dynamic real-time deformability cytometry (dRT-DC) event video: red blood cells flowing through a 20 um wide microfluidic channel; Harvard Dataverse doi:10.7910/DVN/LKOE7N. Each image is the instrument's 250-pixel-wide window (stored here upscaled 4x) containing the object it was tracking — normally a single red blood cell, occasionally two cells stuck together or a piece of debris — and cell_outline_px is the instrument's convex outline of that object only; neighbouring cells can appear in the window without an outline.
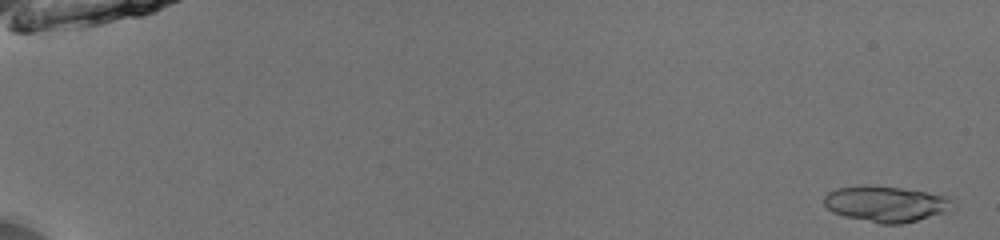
{"species": "common noctule bat (a hibernating species)", "species_latin": "Nyctalus noctula", "temperature_condition": "room temperature", "stored_images_in_passage": 52, "segment_of_instrument_passage": [1, 2], "camera_frame_rate_fps": 3000, "um_per_image_px": 0.085, "animal": {"sex": "male", "body_mass_g": 13.0, "forearm_length_mm": 53.1}, "frame": {"image": 1, "passage_image": 2, "time_ms": 0.333, "image_size_px": [1000, 240], "cell_outline_px": [[956, 204], [944, 212], [916, 220], [900, 224], [880, 224], [844, 216], [832, 212], [824, 204], [824, 196], [828, 192], [836, 188], [864, 184], [876, 184], [924, 192], [944, 196]], "centroid_in_image_um": [75.22, 17.31], "position_along_channel_um": 9.8, "area_um2": 26.82}}
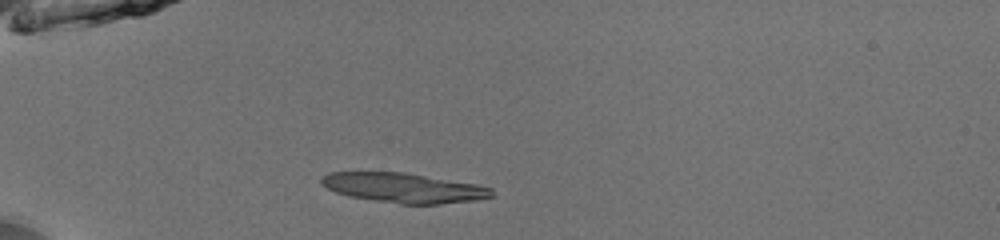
{"frame": {"image": 2, "passage_image": 17, "time_ms": 5.333, "image_size_px": [1000, 240], "cell_outline_px": [[496, 196], [472, 200], [440, 204], [400, 204], [348, 196], [336, 192], [320, 184], [320, 176], [328, 172], [404, 172], [476, 184], [492, 188]], "centroid_in_image_um": [34.29, 15.96], "position_along_channel_um": 50.7, "area_um2": 29.54}}